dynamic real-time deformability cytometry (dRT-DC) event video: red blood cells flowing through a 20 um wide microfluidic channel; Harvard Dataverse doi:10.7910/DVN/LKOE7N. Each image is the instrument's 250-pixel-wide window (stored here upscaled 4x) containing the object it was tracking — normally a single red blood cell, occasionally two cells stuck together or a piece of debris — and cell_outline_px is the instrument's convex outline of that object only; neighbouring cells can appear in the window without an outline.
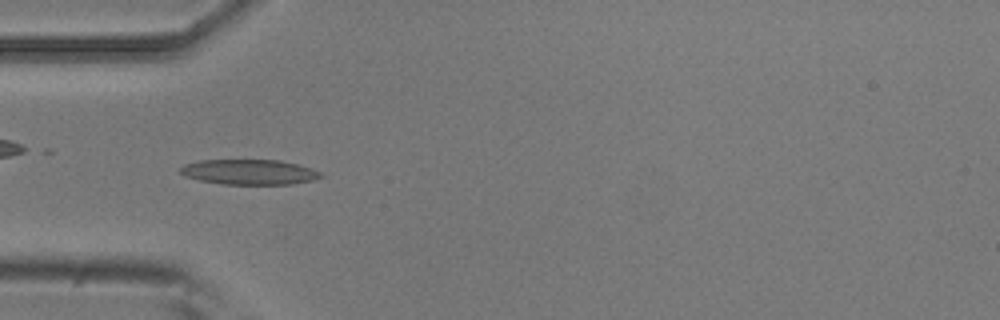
{"species": "common noctule bat (a hibernating species)", "species_latin": "Nyctalus noctula", "temperature_condition": "room temperature", "stored_images_in_passage": 6, "camera_frame_rate_fps": 3000, "um_per_image_px": 0.085, "animal": {"sex": "male", "body_mass_g": 20.5, "forearm_length_mm": 52.5}, "frame": {"image": 1, "passage_image": 4, "time_ms": 1.0, "image_size_px": [1000, 320], "cell_outline_px": [[324, 176], [312, 180], [292, 184], [220, 184], [200, 180], [184, 176], [180, 172], [180, 168], [184, 164], [200, 160], [280, 160], [296, 164], [320, 172]], "centroid_in_image_um": [21.15, 14.62], "position_along_channel_um": 63.9, "area_um2": 20.46}}
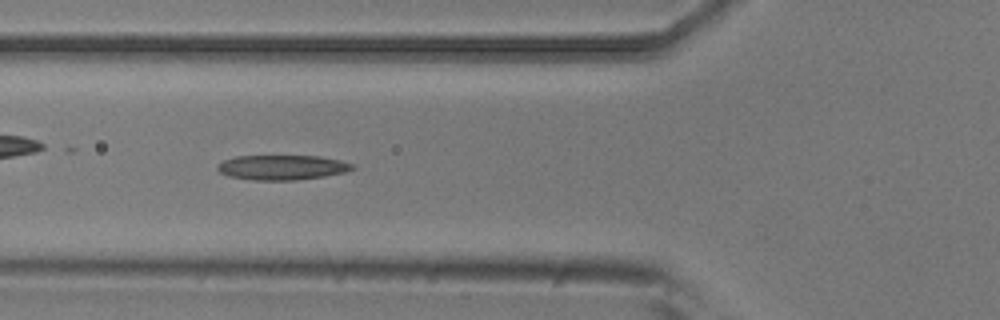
{"frame": {"image": 2, "passage_image": 5, "time_ms": 1.333, "image_size_px": [1000, 320], "cell_outline_px": [[356, 168], [344, 172], [324, 176], [296, 180], [252, 180], [228, 176], [220, 172], [216, 168], [224, 160], [236, 156], [320, 156], [340, 160], [352, 164]], "centroid_in_image_um": [23.98, 14.23], "position_along_channel_um": 101.8, "area_um2": 19.42}}
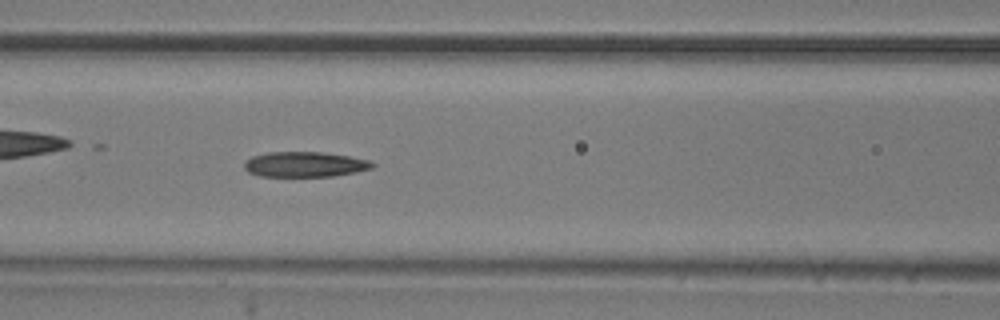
{"frame": {"image": 3, "passage_image": 6, "time_ms": 1.667, "image_size_px": [1000, 320], "cell_outline_px": [[376, 164], [372, 168], [356, 172], [332, 176], [260, 176], [248, 172], [244, 168], [244, 164], [252, 156], [268, 152], [324, 152], [348, 156], [368, 160]], "centroid_in_image_um": [25.91, 13.97], "position_along_channel_um": 140.7, "area_um2": 18.73}}